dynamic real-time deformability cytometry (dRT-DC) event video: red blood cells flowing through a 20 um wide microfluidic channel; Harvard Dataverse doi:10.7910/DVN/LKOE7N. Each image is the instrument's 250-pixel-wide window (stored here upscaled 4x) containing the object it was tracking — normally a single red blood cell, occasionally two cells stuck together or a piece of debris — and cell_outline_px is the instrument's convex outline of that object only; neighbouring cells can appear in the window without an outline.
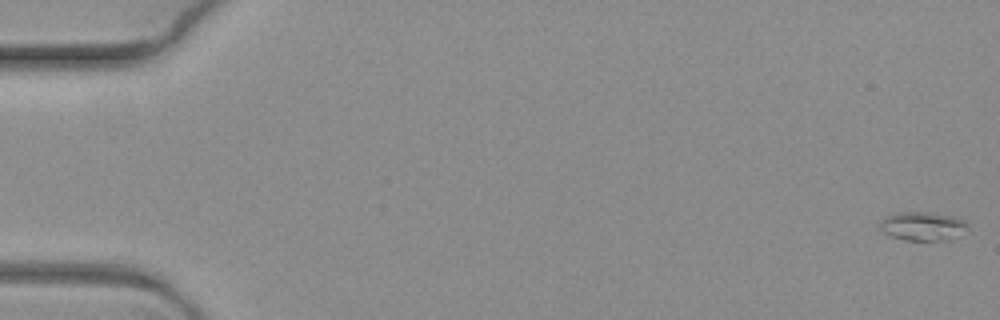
{"species": "common noctule bat (a hibernating species)", "species_latin": "Nyctalus noctula", "temperature_condition": "warm", "stored_images_in_passage": 11, "camera_frame_rate_fps": 3000, "um_per_image_px": 0.085, "animal": {"sex": "female", "body_mass_g": 19.3, "forearm_length_mm": 54.1}, "frame": {"image": 1, "passage_image": 1, "time_ms": 0.0, "image_size_px": [1000, 320], "cell_outline_px": [[968, 228], [952, 240], [904, 240], [892, 236], [884, 232], [880, 228], [880, 220], [888, 216], [900, 212], [928, 212], [952, 216], [964, 220], [968, 224]], "centroid_in_image_um": [78.45, 19.23], "position_along_channel_um": 6.5, "area_um2": 14.62}}
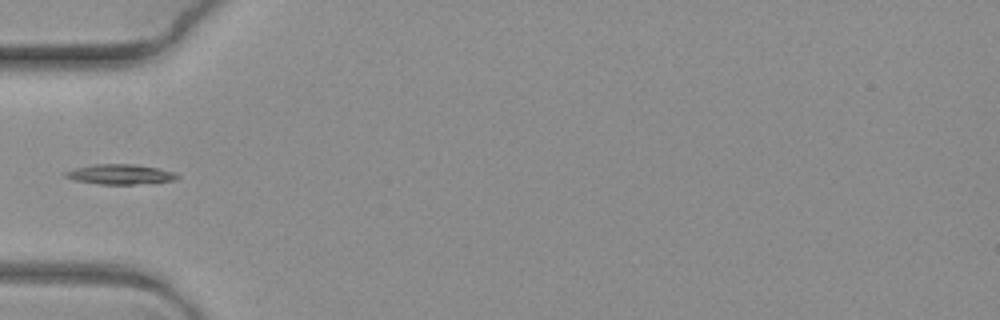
{"frame": {"image": 2, "passage_image": 7, "time_ms": 2.0, "image_size_px": [1000, 320], "cell_outline_px": [[180, 176], [176, 180], [136, 184], [100, 184], [76, 180], [64, 176], [64, 172], [76, 168], [96, 164], [132, 164], [156, 168], [172, 172]], "centroid_in_image_um": [10.21, 14.82], "position_along_channel_um": 74.8, "area_um2": 12.72}}
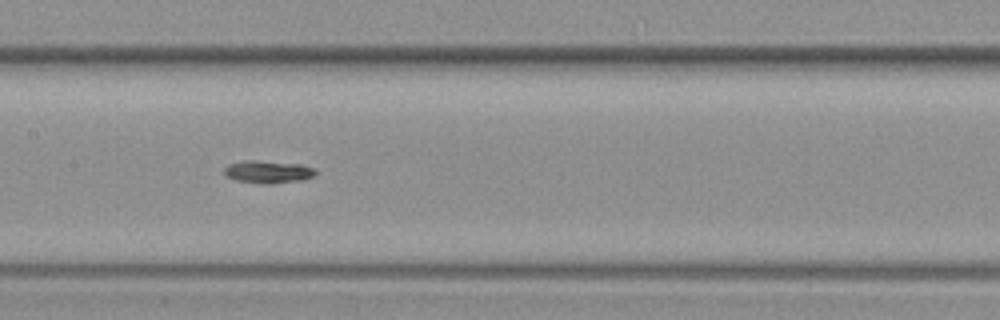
{"frame": {"image": 3, "passage_image": 10, "time_ms": 3.0, "image_size_px": [1000, 320], "cell_outline_px": [[316, 176], [304, 180], [272, 184], [260, 184], [236, 180], [228, 176], [224, 172], [224, 168], [228, 164], [244, 160], [256, 160], [300, 164], [316, 168]], "centroid_in_image_um": [22.83, 14.61], "position_along_channel_um": 184.6, "area_um2": 12.25}}